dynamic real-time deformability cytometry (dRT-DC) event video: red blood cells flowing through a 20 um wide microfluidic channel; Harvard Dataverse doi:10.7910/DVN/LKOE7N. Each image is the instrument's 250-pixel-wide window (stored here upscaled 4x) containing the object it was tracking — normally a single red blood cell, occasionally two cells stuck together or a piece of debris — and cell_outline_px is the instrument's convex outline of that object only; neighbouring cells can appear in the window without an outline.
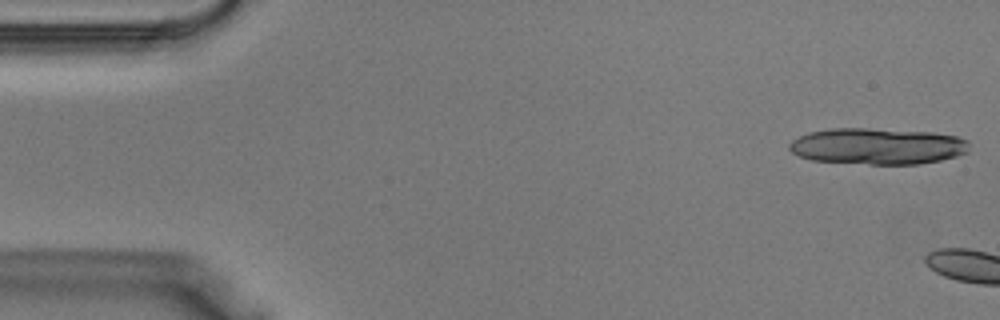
{"species": "Egyptian fruit bat (a non-hibernating species)", "species_latin": "Rousettus aegyptiacus", "temperature_condition": "warm", "stored_images_in_passage": 6, "camera_frame_rate_fps": 3000, "um_per_image_px": 0.085, "animal": {"sex": "male"}, "frame": {"image": 1, "passage_image": 1, "time_ms": 0.0, "image_size_px": [1000, 320], "cell_outline_px": [[968, 152], [956, 156], [940, 160], [916, 164], [868, 164], [812, 160], [800, 156], [792, 152], [788, 148], [788, 144], [792, 140], [808, 132], [828, 128], [864, 128], [932, 132], [956, 136], [968, 140]], "centroid_in_image_um": [74.57, 12.42], "position_along_channel_um": 10.4, "area_um2": 38.09}}